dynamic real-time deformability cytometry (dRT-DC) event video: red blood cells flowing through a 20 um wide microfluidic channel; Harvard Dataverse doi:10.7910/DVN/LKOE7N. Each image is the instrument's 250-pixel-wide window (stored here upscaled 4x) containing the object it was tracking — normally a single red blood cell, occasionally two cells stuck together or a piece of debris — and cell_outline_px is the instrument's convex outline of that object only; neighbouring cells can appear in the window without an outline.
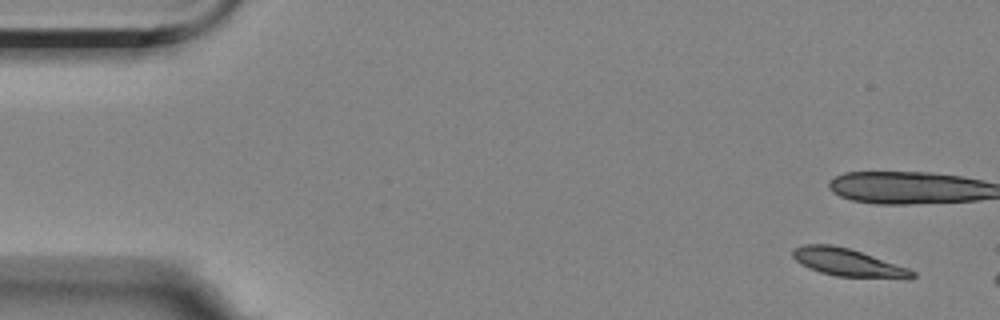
{"species": "Egyptian fruit bat (a non-hibernating species)", "species_latin": "Rousettus aegyptiacus", "temperature_condition": "room temperature", "stored_images_in_passage": 3, "camera_frame_rate_fps": 3000, "um_per_image_px": 0.085, "animal": {"sex": "female"}, "frame": {"image": 1, "passage_image": 1, "time_ms": 0.0, "image_size_px": [1000, 320], "cell_outline_px": [[916, 276], [908, 280], [836, 276], [820, 272], [800, 264], [792, 256], [792, 248], [804, 244], [832, 244], [848, 248], [908, 268], [916, 272]], "centroid_in_image_um": [72.1, 22.33], "position_along_channel_um": 12.9, "area_um2": 19.54}}